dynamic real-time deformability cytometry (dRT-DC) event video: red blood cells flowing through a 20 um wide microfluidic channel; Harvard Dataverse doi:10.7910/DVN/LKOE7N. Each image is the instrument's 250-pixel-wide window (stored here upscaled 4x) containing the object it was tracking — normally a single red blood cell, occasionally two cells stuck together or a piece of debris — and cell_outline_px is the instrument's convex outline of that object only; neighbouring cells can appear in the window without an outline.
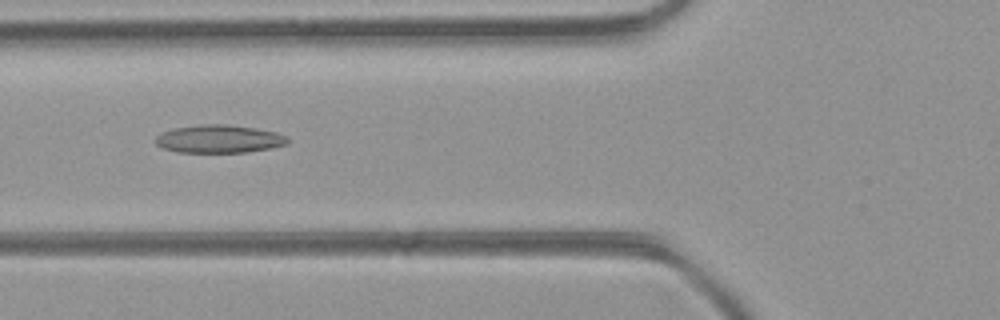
{"species": "common noctule bat (a hibernating species)", "species_latin": "Nyctalus noctula", "temperature_condition": "room temperature", "stored_images_in_passage": 34, "camera_frame_rate_fps": 3000, "um_per_image_px": 0.085, "animal": {"sex": "female", "body_mass_g": 21.9}, "frame": {"image": 1, "passage_image": 4, "time_ms": 1.0, "image_size_px": [1000, 320], "cell_outline_px": [[288, 144], [268, 148], [244, 152], [176, 152], [164, 148], [156, 144], [156, 136], [172, 128], [204, 124], [224, 124], [256, 128], [276, 132], [288, 136]], "centroid_in_image_um": [18.63, 11.8], "position_along_channel_um": 107.2, "area_um2": 21.39}}
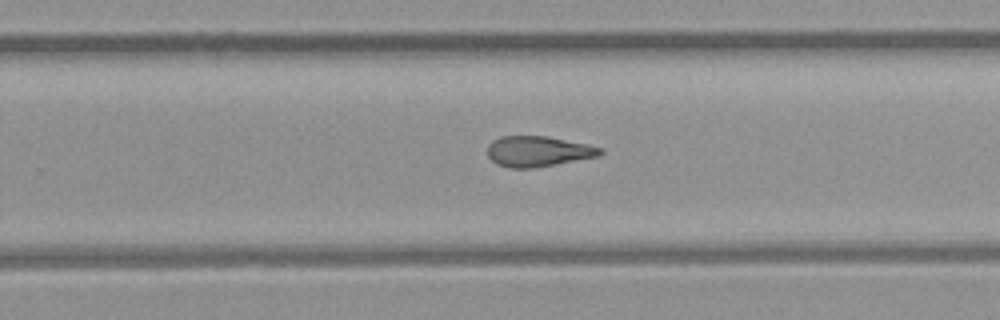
{"frame": {"image": 2, "passage_image": 16, "time_ms": 5.0, "image_size_px": [1000, 320], "cell_outline_px": [[604, 152], [600, 156], [556, 164], [532, 168], [508, 168], [496, 164], [488, 156], [488, 144], [492, 140], [500, 136], [548, 136], [588, 144], [604, 148]], "centroid_in_image_um": [45.75, 12.86], "position_along_channel_um": 284.0, "area_um2": 20.29}}
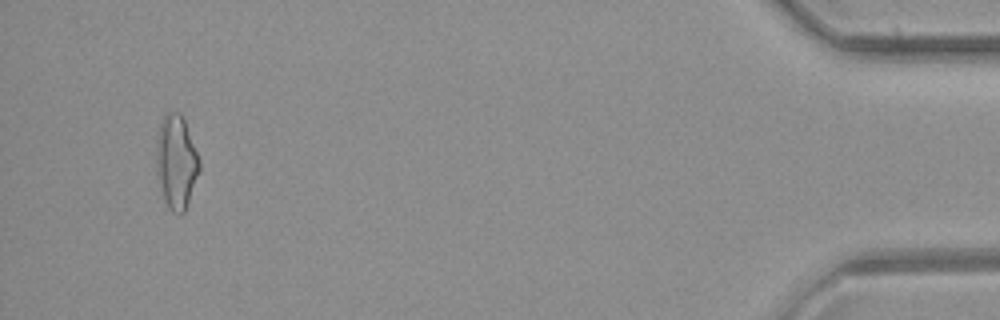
{"frame": {"image": 3, "passage_image": 31, "time_ms": 10.0, "image_size_px": [1000, 320], "cell_outline_px": [[200, 172], [184, 212], [180, 216], [172, 212], [168, 208], [164, 200], [160, 188], [156, 172], [156, 148], [160, 124], [164, 112], [180, 112], [184, 116], [200, 160]], "centroid_in_image_um": [14.99, 13.76], "position_along_channel_um": 420.2, "area_um2": 23.99}}